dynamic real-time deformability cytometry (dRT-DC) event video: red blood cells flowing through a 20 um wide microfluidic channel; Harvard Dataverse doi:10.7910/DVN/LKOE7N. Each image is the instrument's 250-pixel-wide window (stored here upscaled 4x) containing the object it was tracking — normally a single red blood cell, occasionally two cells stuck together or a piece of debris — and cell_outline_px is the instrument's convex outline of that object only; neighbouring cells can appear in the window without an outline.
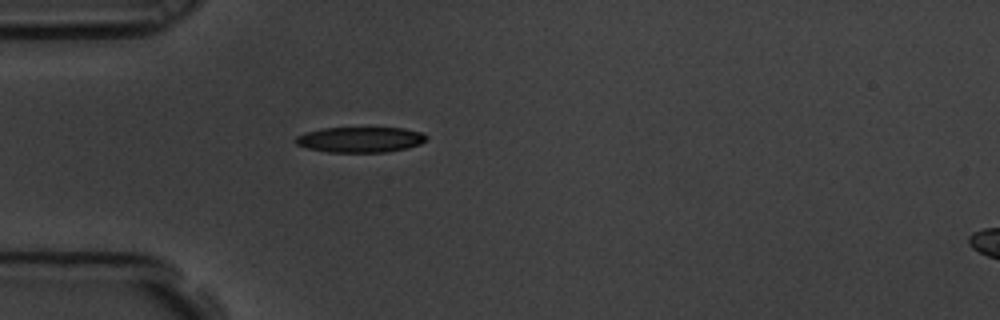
{"species": "common noctule bat (a hibernating species)", "species_latin": "Nyctalus noctula", "temperature_condition": "room temperature", "stored_images_in_passage": 4, "camera_frame_rate_fps": 3000, "um_per_image_px": 0.085, "animal": {"sex": "male", "body_mass_g": 19.5, "forearm_length_mm": 54.6}, "frame": {"image": 1, "passage_image": 4, "time_ms": 1.0, "image_size_px": [1000, 320], "cell_outline_px": [[428, 140], [420, 144], [408, 148], [384, 152], [328, 152], [308, 148], [296, 144], [292, 140], [296, 136], [304, 132], [324, 128], [404, 128], [424, 132], [428, 136]], "centroid_in_image_um": [30.64, 11.86], "position_along_channel_um": 54.4, "area_um2": 19.65}}